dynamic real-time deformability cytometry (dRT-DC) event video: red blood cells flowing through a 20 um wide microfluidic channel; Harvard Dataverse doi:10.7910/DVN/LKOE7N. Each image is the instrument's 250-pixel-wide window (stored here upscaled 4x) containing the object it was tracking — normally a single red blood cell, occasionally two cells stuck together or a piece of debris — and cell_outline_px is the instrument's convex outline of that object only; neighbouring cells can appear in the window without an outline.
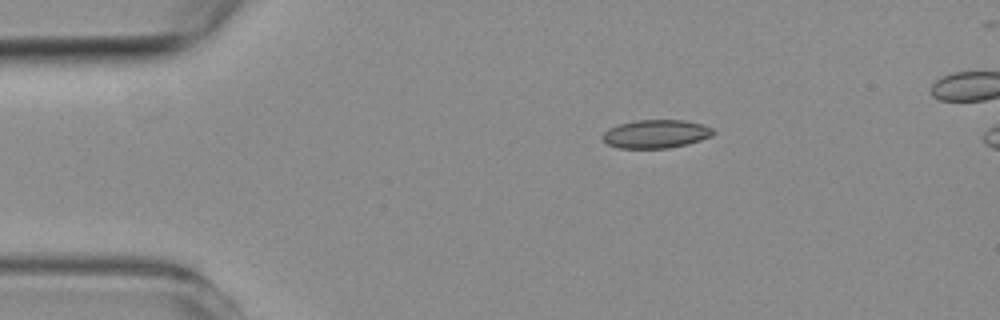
{"species": "common noctule bat (a hibernating species)", "species_latin": "Nyctalus noctula", "temperature_condition": "room temperature", "stored_images_in_passage": 6, "camera_frame_rate_fps": 3000, "um_per_image_px": 0.085, "animal": {"sex": "female", "body_mass_g": 19.3, "forearm_length_mm": 54.1}, "frame": {"image": 1, "passage_image": 3, "time_ms": 2.333, "image_size_px": [1000, 320], "cell_outline_px": [[716, 132], [712, 136], [688, 144], [668, 148], [620, 148], [608, 144], [600, 136], [608, 128], [620, 124], [636, 120], [684, 120], [704, 124], [712, 128]], "centroid_in_image_um": [55.77, 11.38], "position_along_channel_um": 29.2, "area_um2": 18.38}}
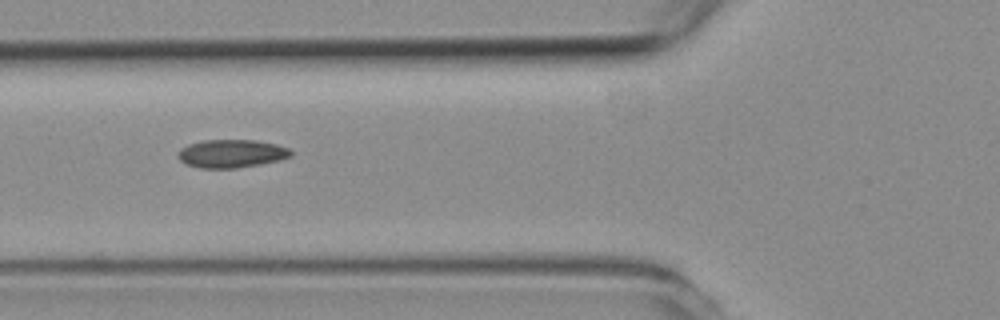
{"frame": {"image": 2, "passage_image": 6, "time_ms": 5.667, "image_size_px": [1000, 320], "cell_outline_px": [[292, 156], [280, 160], [260, 164], [236, 168], [200, 168], [188, 164], [180, 160], [176, 156], [180, 148], [188, 144], [204, 140], [256, 140], [276, 144], [288, 148], [292, 152]], "centroid_in_image_um": [19.67, 13.05], "position_along_channel_um": 106.1, "area_um2": 18.55}}